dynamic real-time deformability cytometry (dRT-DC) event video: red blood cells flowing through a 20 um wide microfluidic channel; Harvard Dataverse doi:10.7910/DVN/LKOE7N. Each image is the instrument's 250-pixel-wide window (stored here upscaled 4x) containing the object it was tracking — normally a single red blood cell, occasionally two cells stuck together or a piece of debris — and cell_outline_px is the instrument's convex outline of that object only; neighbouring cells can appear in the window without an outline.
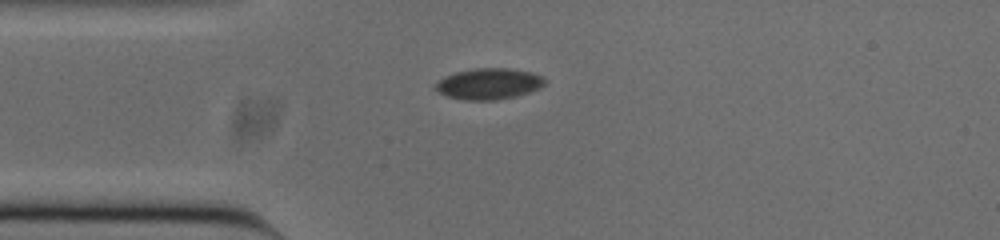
{"species": "common noctule bat (a hibernating species)", "species_latin": "Nyctalus noctula", "temperature_condition": "cold", "stored_images_in_passage": 43, "camera_frame_rate_fps": 3000, "um_per_image_px": 0.085, "animal": {"sex": "male", "body_mass_g": 20.0, "forearm_length_mm": 53.3}, "frame": {"image": 1, "passage_image": 1, "time_ms": 0.0, "image_size_px": [1000, 240], "cell_outline_px": [[544, 84], [540, 88], [528, 92], [496, 100], [464, 100], [448, 96], [440, 92], [436, 88], [436, 84], [440, 80], [456, 72], [476, 68], [508, 68], [532, 72], [544, 76]], "centroid_in_image_um": [41.59, 7.11], "position_along_channel_um": 43.4, "area_um2": 19.42}}
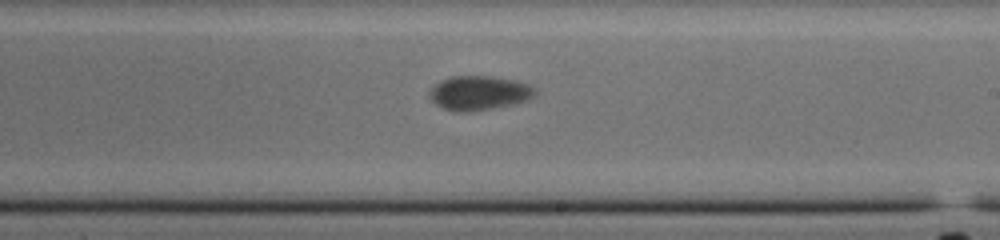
{"frame": {"image": 2, "passage_image": 19, "time_ms": 6.0, "image_size_px": [1000, 240], "cell_outline_px": [[536, 92], [528, 100], [512, 104], [492, 108], [444, 108], [436, 104], [428, 96], [428, 92], [440, 80], [452, 76], [492, 76], [516, 80], [528, 84]], "centroid_in_image_um": [40.73, 7.83], "position_along_channel_um": 248.3, "area_um2": 20.11}}
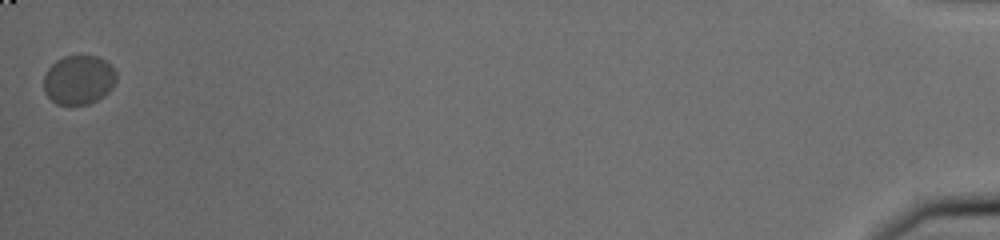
{"frame": {"image": 3, "passage_image": 43, "time_ms": 14.0, "image_size_px": [1000, 240], "cell_outline_px": [[116, 80], [112, 88], [104, 96], [88, 104], [68, 108], [56, 104], [44, 92], [44, 76], [48, 68], [56, 60], [64, 56], [80, 52], [100, 56], [116, 72]], "centroid_in_image_um": [6.68, 6.78], "position_along_channel_um": 428.5, "area_um2": 21.73}, "authors_computed_cell_mechanics": {"area_um2": 20.519, "velocity_mm_per_s": 3.6231, "shape_relaxation_time_tau1_ms": 7.2987, "shape_relaxation_time_tau2_ms": null, "deformation_change_tau1": 0.1023, "deformation_change_tau2": null}}